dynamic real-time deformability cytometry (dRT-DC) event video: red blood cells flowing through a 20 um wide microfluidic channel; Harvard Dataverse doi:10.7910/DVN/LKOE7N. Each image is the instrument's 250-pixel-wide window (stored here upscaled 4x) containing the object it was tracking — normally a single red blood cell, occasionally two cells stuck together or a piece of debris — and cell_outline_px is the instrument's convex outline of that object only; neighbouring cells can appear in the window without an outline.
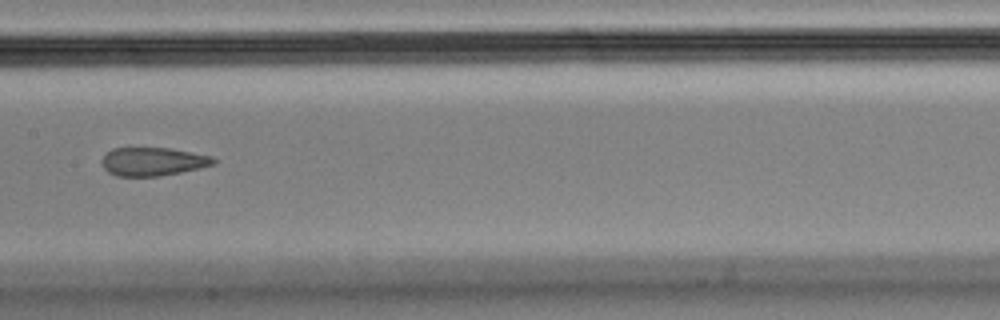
{"species": "Egyptian fruit bat (a non-hibernating species)", "species_latin": "Rousettus aegyptiacus", "temperature_condition": "cold", "stored_images_in_passage": 8, "camera_frame_rate_fps": 3000, "um_per_image_px": 0.085, "animal": {"sex": "male"}, "frame": {"image": 1, "passage_image": 7, "time_ms": 2.0, "image_size_px": [1000, 320], "cell_outline_px": [[216, 164], [180, 172], [160, 176], [116, 176], [108, 172], [104, 168], [100, 160], [112, 148], [168, 148], [212, 156], [216, 160]], "centroid_in_image_um": [12.98, 13.73], "position_along_channel_um": 194.4, "area_um2": 18.38}}
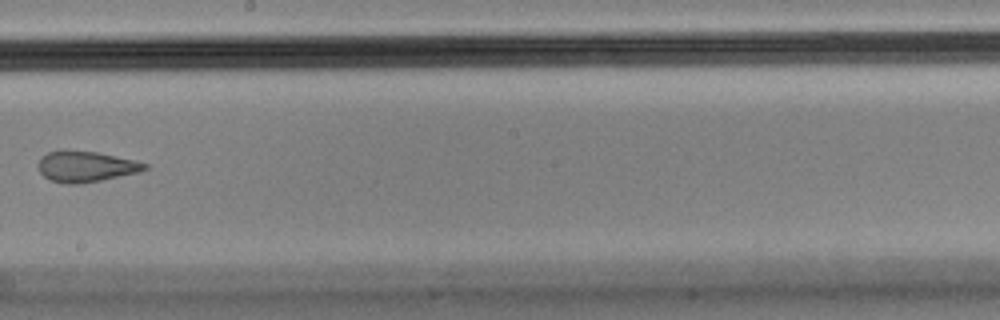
{"frame": {"image": 2, "passage_image": 8, "time_ms": 2.333, "image_size_px": [1000, 320], "cell_outline_px": [[148, 168], [140, 172], [100, 180], [76, 184], [68, 184], [52, 180], [44, 176], [40, 172], [40, 156], [48, 152], [64, 148], [96, 152], [136, 160], [148, 164]], "centroid_in_image_um": [7.31, 14.12], "position_along_channel_um": 240.9, "area_um2": 19.19}}